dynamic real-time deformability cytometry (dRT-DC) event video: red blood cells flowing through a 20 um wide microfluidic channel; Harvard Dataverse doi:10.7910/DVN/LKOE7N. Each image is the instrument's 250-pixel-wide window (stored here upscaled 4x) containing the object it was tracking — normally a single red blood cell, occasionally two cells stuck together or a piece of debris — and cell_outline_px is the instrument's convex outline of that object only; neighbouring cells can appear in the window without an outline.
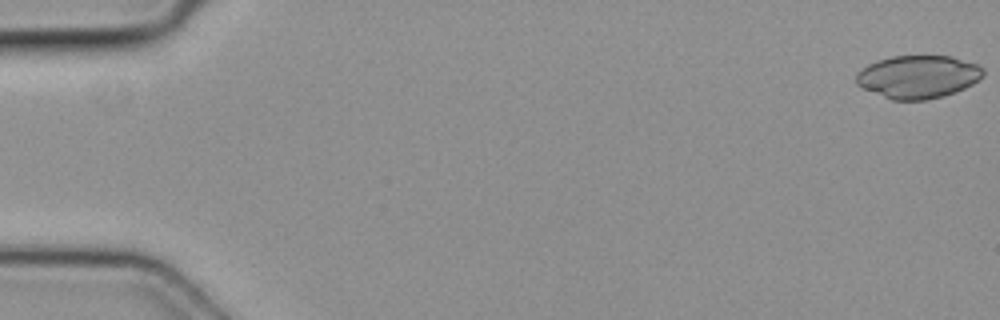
{"species": "common noctule bat (a hibernating species)", "species_latin": "Nyctalus noctula", "temperature_condition": "cold", "stored_images_in_passage": 4, "camera_frame_rate_fps": 3000, "um_per_image_px": 0.085, "animal": {"sex": "female", "body_mass_g": 19.3, "forearm_length_mm": 54.1}, "frame": {"image": 1, "passage_image": 1, "time_ms": 0.0, "image_size_px": [1000, 320], "cell_outline_px": [[984, 76], [972, 84], [964, 88], [944, 96], [924, 100], [892, 100], [864, 88], [856, 84], [856, 76], [868, 64], [876, 60], [892, 56], [952, 56], [976, 64], [984, 68]], "centroid_in_image_um": [78.06, 6.52], "position_along_channel_um": 6.9, "area_um2": 31.62}}